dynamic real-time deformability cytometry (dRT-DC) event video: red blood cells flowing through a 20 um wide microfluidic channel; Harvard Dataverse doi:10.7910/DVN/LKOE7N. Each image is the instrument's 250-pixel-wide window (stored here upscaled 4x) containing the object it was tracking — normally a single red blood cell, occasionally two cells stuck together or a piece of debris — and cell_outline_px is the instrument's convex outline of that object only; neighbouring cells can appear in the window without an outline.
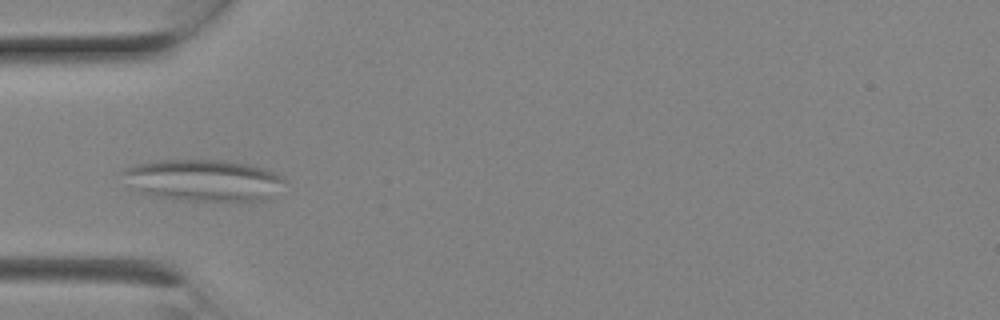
{"species": "Egyptian fruit bat (a non-hibernating species)", "species_latin": "Rousettus aegyptiacus", "temperature_condition": "room temperature", "stored_images_in_passage": 9, "camera_frame_rate_fps": 3000, "um_per_image_px": 0.085, "animal": {"sex": "female"}, "frame": {"image": 1, "passage_image": 8, "time_ms": 2.333, "image_size_px": [1000, 320], "cell_outline_px": [[288, 180], [272, 200], [188, 200], [156, 196], [140, 192], [132, 188], [120, 172], [124, 168], [136, 164], [160, 160], [228, 160], [248, 164], [264, 168], [284, 176]], "centroid_in_image_um": [17.37, 15.31], "position_along_channel_um": 67.6, "area_um2": 39.54}}